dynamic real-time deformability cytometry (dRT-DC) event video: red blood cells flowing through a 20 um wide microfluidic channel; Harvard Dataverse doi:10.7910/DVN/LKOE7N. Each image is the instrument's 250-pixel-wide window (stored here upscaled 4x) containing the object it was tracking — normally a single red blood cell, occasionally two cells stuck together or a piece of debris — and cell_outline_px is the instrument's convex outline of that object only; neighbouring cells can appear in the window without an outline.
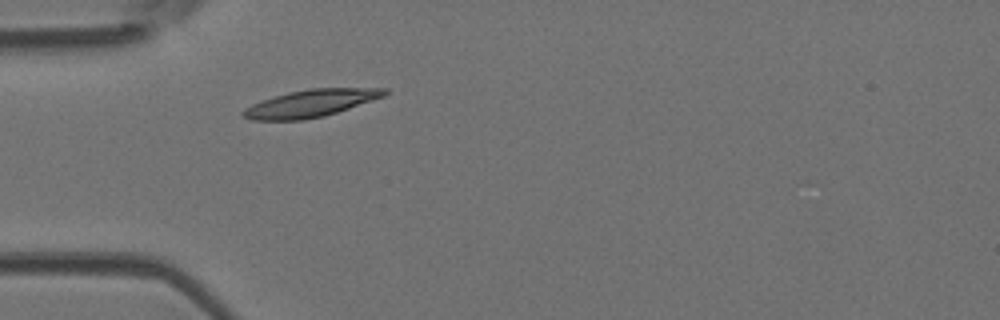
{"species": "Egyptian fruit bat (a non-hibernating species)", "species_latin": "Rousettus aegyptiacus", "temperature_condition": "room temperature", "stored_images_in_passage": 36, "camera_frame_rate_fps": 3000, "um_per_image_px": 0.085, "animal": {"sex": "female"}, "frame": {"image": 1, "passage_image": 1, "time_ms": 0.0, "image_size_px": [1000, 320], "cell_outline_px": [[388, 92], [384, 96], [324, 116], [304, 120], [252, 120], [244, 116], [240, 112], [244, 108], [252, 104], [288, 92], [308, 88], [388, 88]], "centroid_in_image_um": [26.4, 8.78], "position_along_channel_um": 58.6, "area_um2": 22.25}}
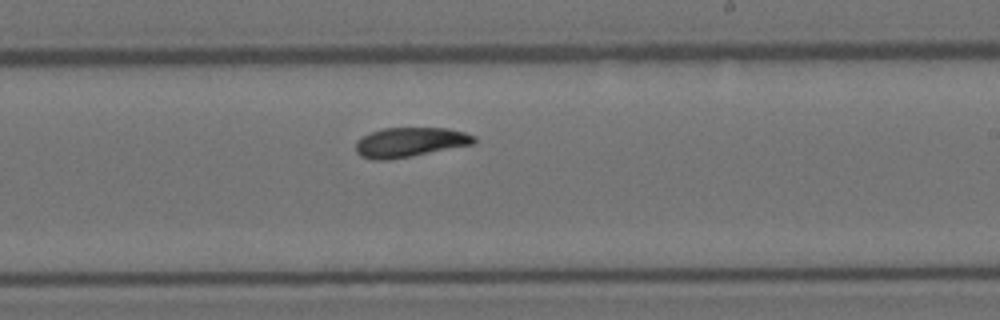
{"frame": {"image": 2, "passage_image": 16, "time_ms": 5.0, "image_size_px": [1000, 320], "cell_outline_px": [[476, 140], [472, 144], [388, 160], [372, 160], [360, 156], [356, 152], [356, 140], [372, 132], [384, 128], [448, 128], [464, 132], [476, 136]], "centroid_in_image_um": [34.82, 12.09], "position_along_channel_um": 254.2, "area_um2": 20.17}}
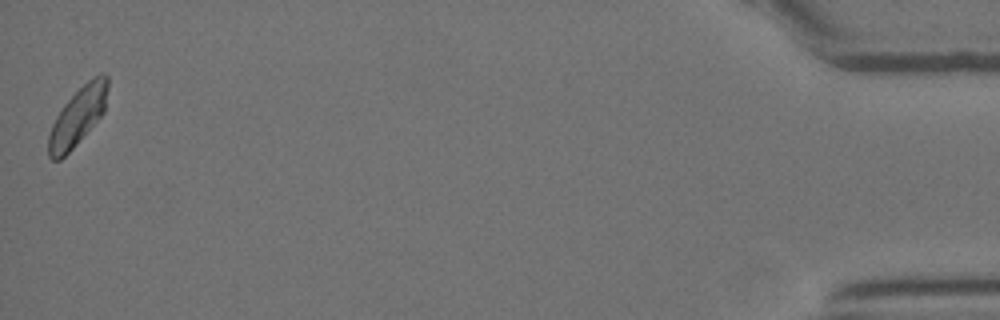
{"frame": {"image": 3, "passage_image": 36, "time_ms": 11.667, "image_size_px": [1000, 320], "cell_outline_px": [[108, 88], [104, 112], [72, 148], [60, 160], [52, 160], [48, 156], [48, 136], [52, 124], [56, 116], [64, 104], [92, 76], [104, 72], [108, 76]], "centroid_in_image_um": [6.61, 9.87], "position_along_channel_um": 428.6, "area_um2": 19.77}, "authors_computed_cell_mechanics": {"area_um2": 20.519, "velocity_mm_per_s": 4.0057, "shape_relaxation_time_tau1_ms": 3.5313, "shape_relaxation_time_tau2_ms": 5.5234, "deformation_change_tau1": 0.134, "deformation_change_tau2": 0.0744}}